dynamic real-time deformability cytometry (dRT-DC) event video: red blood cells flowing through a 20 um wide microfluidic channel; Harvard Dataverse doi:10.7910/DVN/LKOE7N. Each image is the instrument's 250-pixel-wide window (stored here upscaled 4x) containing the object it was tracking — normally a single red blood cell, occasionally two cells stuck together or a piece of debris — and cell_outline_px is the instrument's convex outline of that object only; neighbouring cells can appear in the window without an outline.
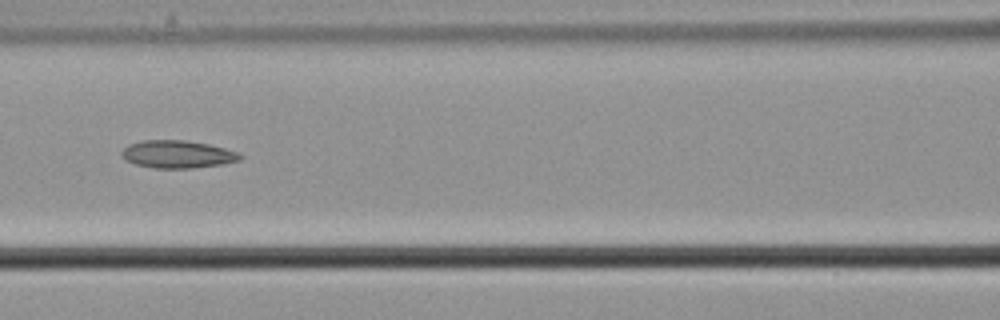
{"species": "common noctule bat (a hibernating species)", "species_latin": "Nyctalus noctula", "temperature_condition": "cold", "stored_images_in_passage": 8, "camera_frame_rate_fps": 3000, "um_per_image_px": 0.085, "animal": {"sex": "male", "body_mass_g": 21.5, "forearm_length_mm": 52.0}, "frame": {"image": 1, "passage_image": 7, "time_ms": 2.0, "image_size_px": [1000, 320], "cell_outline_px": [[244, 156], [240, 160], [224, 164], [192, 168], [152, 168], [136, 164], [124, 160], [120, 156], [120, 152], [128, 144], [140, 140], [184, 140], [208, 144], [224, 148], [236, 152]], "centroid_in_image_um": [15.04, 13.11], "position_along_channel_um": 151.6, "area_um2": 19.25}}
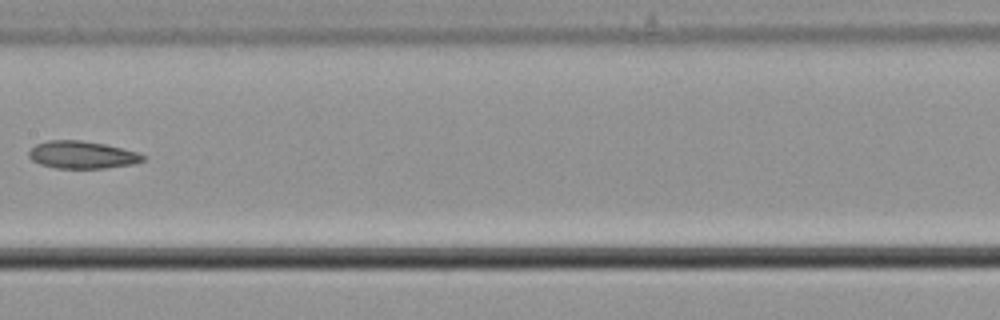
{"frame": {"image": 2, "passage_image": 8, "time_ms": 2.333, "image_size_px": [1000, 320], "cell_outline_px": [[148, 156], [144, 160], [132, 164], [104, 168], [56, 168], [40, 164], [32, 160], [28, 156], [28, 152], [36, 144], [48, 140], [80, 140], [104, 144], [136, 152]], "centroid_in_image_um": [6.96, 13.16], "position_along_channel_um": 200.4, "area_um2": 18.15}}